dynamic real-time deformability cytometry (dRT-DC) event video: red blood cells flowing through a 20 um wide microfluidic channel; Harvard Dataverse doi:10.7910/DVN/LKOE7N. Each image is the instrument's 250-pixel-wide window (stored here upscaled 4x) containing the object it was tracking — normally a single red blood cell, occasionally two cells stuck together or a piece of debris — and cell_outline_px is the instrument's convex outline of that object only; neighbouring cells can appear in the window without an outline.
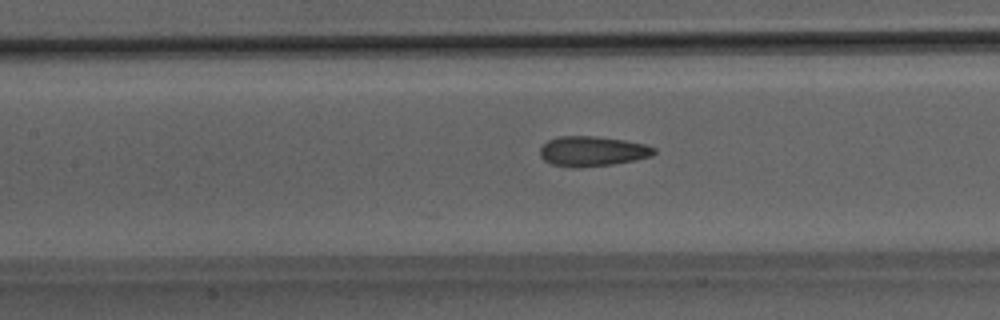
{"species": "Egyptian fruit bat (a non-hibernating species)", "species_latin": "Rousettus aegyptiacus", "temperature_condition": "room temperature", "stored_images_in_passage": 31, "camera_frame_rate_fps": 3000, "um_per_image_px": 0.085, "animal": {"sex": "male"}, "frame": {"image": 1, "passage_image": 13, "time_ms": 4.0, "image_size_px": [1000, 320], "cell_outline_px": [[656, 152], [652, 156], [612, 164], [552, 164], [544, 160], [540, 156], [540, 148], [548, 140], [560, 136], [596, 136], [624, 140], [644, 144], [656, 148]], "centroid_in_image_um": [50.39, 12.79], "position_along_channel_um": 157.0, "area_um2": 18.96}}
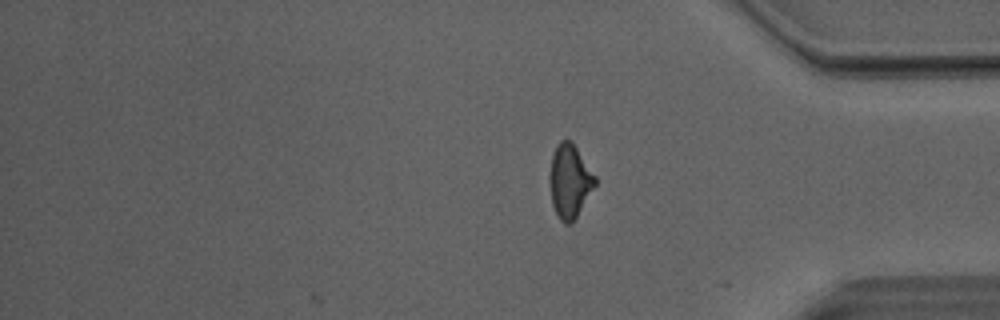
{"frame": {"image": 2, "passage_image": 31, "time_ms": 10.0, "image_size_px": [1000, 320], "cell_outline_px": [[596, 184], [572, 224], [564, 224], [560, 220], [552, 204], [552, 156], [556, 144], [560, 140], [568, 140], [576, 148], [596, 176]], "centroid_in_image_um": [48.46, 15.42], "position_along_channel_um": 386.7, "area_um2": 18.73}, "authors_computed_cell_mechanics": {"area_um2": 19.652, "velocity_mm_per_s": 4.0813, "shape_relaxation_time_tau1_ms": 10.2285, "shape_relaxation_time_tau2_ms": 1.5936, "deformation_change_tau1": 0.21, "deformation_change_tau2": 0.1044}}